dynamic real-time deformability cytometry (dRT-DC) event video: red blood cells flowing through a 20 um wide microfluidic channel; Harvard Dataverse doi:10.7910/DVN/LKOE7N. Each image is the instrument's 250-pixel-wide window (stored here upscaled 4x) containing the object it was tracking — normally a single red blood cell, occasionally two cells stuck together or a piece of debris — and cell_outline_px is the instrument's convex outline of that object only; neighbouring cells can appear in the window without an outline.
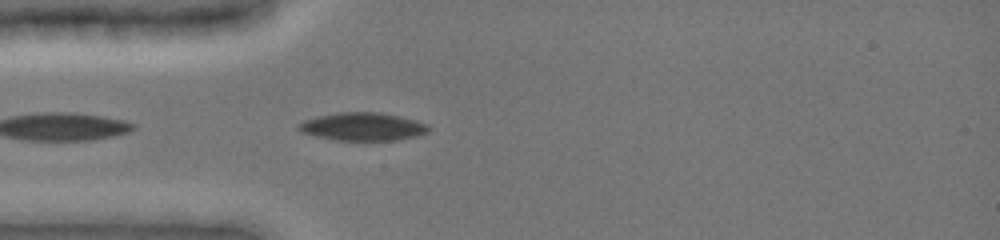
{"species": "common noctule bat (a hibernating species)", "species_latin": "Nyctalus noctula", "temperature_condition": "cold", "stored_images_in_passage": 41, "camera_frame_rate_fps": 3000, "um_per_image_px": 0.085, "animal": {"sex": "female", "body_mass_g": 19.0, "forearm_length_mm": 51.5}, "frame": {"image": 1, "passage_image": 3, "time_ms": 0.667, "image_size_px": [1000, 240], "cell_outline_px": [[432, 128], [428, 132], [416, 136], [396, 140], [336, 140], [316, 136], [300, 132], [296, 128], [296, 124], [304, 120], [316, 116], [340, 112], [380, 112], [400, 116], [416, 120], [428, 124]], "centroid_in_image_um": [30.82, 10.75], "position_along_channel_um": 54.2, "area_um2": 21.44}}
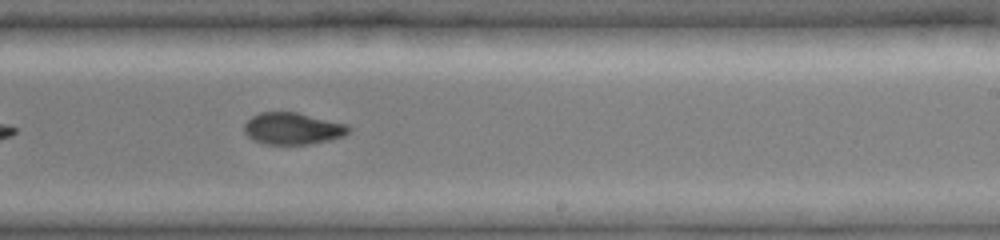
{"frame": {"image": 2, "passage_image": 21, "time_ms": 6.0, "image_size_px": [1000, 240], "cell_outline_px": [[352, 128], [344, 136], [332, 140], [308, 144], [264, 144], [252, 140], [244, 132], [244, 124], [252, 116], [260, 112], [296, 112], [348, 124]], "centroid_in_image_um": [24.89, 10.93], "position_along_channel_um": 264.1, "area_um2": 19.54}}
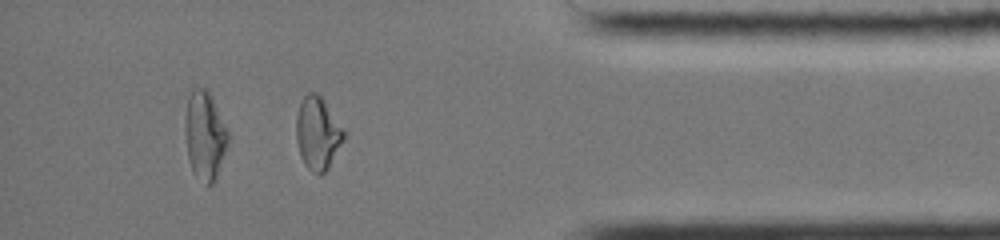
{"frame": {"image": 3, "passage_image": 34, "time_ms": 10.0, "image_size_px": [1000, 240], "cell_outline_px": [[344, 140], [328, 168], [320, 176], [312, 172], [304, 164], [300, 156], [296, 140], [296, 116], [300, 104], [304, 96], [308, 92], [316, 92], [324, 100], [344, 132]], "centroid_in_image_um": [26.97, 11.35], "position_along_channel_um": 408.2, "area_um2": 20.0}, "authors_computed_cell_mechanics": {"area_um2": 20.5768, "velocity_mm_per_s": 3.9973, "shape_relaxation_time_tau1_ms": null, "shape_relaxation_time_tau2_ms": 2.613, "deformation_change_tau1": null, "deformation_change_tau2": 0.0615}}